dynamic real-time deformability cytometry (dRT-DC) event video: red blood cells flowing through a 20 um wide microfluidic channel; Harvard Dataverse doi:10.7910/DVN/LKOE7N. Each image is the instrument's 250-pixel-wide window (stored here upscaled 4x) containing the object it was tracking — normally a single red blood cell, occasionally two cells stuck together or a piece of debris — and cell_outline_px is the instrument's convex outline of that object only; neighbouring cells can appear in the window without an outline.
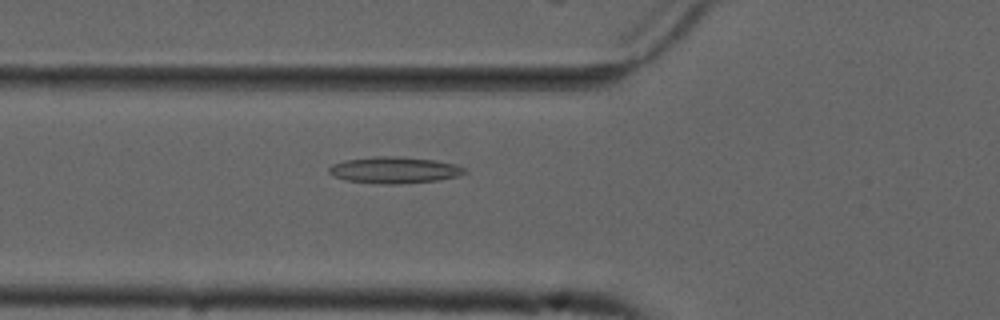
{"species": "common noctule bat (a hibernating species)", "species_latin": "Nyctalus noctula", "temperature_condition": "cold", "stored_images_in_passage": 42, "camera_frame_rate_fps": 3000, "um_per_image_px": 0.085, "animal": {"sex": "male", "forearm_length_mm": 52.5}, "frame": {"image": 1, "passage_image": 7, "time_ms": 2.0, "image_size_px": [1000, 320], "cell_outline_px": [[468, 172], [456, 176], [440, 180], [400, 184], [380, 184], [344, 180], [332, 176], [328, 172], [328, 168], [332, 164], [344, 160], [372, 156], [396, 156], [436, 160], [456, 164], [464, 168]], "centroid_in_image_um": [33.49, 14.45], "position_along_channel_um": 92.3, "area_um2": 21.21}}
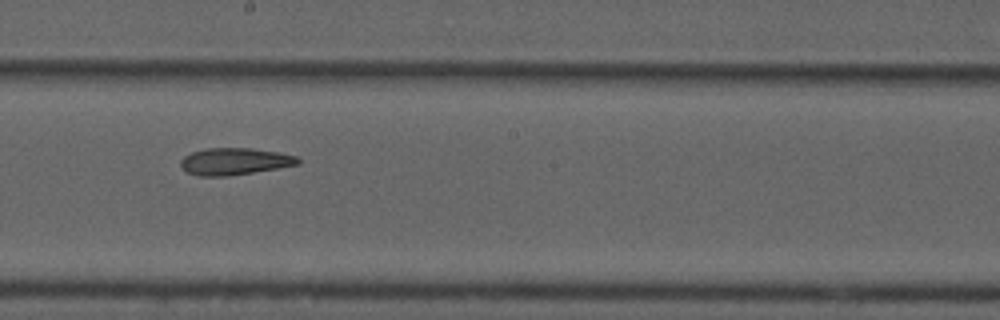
{"frame": {"image": 2, "passage_image": 18, "time_ms": 5.667, "image_size_px": [1000, 320], "cell_outline_px": [[300, 164], [228, 176], [200, 176], [188, 172], [180, 164], [180, 160], [184, 156], [192, 152], [204, 148], [252, 148], [276, 152], [296, 156], [300, 160]], "centroid_in_image_um": [19.92, 13.71], "position_along_channel_um": 228.3, "area_um2": 18.21}}
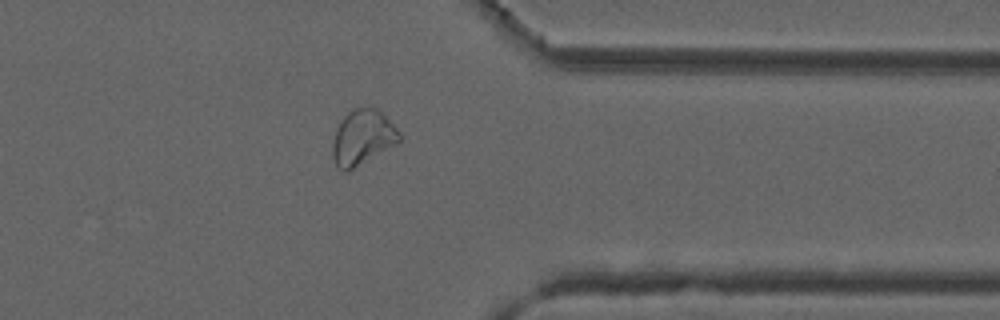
{"frame": {"image": 3, "passage_image": 31, "time_ms": 10.0, "image_size_px": [1000, 320], "cell_outline_px": [[400, 140], [396, 144], [348, 172], [344, 172], [336, 164], [332, 156], [332, 144], [336, 128], [344, 116], [352, 108], [376, 108], [400, 132]], "centroid_in_image_um": [30.79, 11.7], "position_along_channel_um": 380.6, "area_um2": 21.21}}